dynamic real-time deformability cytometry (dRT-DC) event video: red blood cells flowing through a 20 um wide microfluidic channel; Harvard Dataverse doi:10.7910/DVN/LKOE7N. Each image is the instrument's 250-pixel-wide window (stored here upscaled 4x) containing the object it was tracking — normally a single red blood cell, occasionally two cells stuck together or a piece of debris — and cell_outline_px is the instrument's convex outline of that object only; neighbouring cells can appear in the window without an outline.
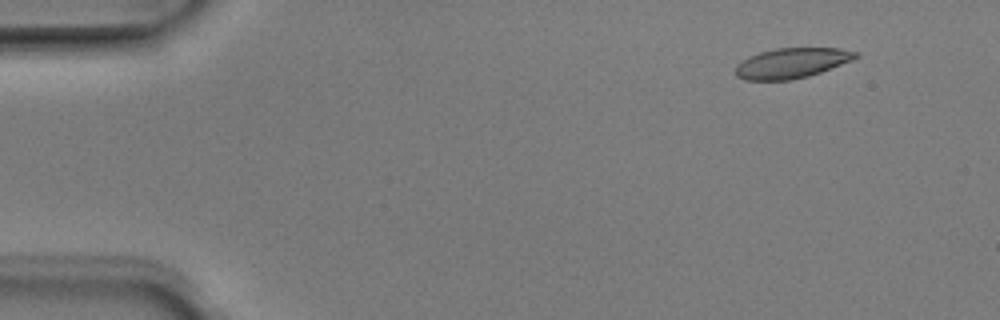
{"species": "Egyptian fruit bat (a non-hibernating species)", "species_latin": "Rousettus aegyptiacus", "temperature_condition": "room temperature", "stored_images_in_passage": 5, "camera_frame_rate_fps": 3000, "um_per_image_px": 0.085, "animal": {"sex": "male"}, "frame": {"image": 1, "passage_image": 2, "time_ms": 0.333, "image_size_px": [1000, 320], "cell_outline_px": [[860, 56], [852, 60], [820, 72], [808, 76], [792, 80], [744, 80], [736, 76], [736, 64], [748, 56], [760, 52], [776, 48], [840, 48], [860, 52]], "centroid_in_image_um": [67.3, 5.35], "position_along_channel_um": 17.7, "area_um2": 21.21}}